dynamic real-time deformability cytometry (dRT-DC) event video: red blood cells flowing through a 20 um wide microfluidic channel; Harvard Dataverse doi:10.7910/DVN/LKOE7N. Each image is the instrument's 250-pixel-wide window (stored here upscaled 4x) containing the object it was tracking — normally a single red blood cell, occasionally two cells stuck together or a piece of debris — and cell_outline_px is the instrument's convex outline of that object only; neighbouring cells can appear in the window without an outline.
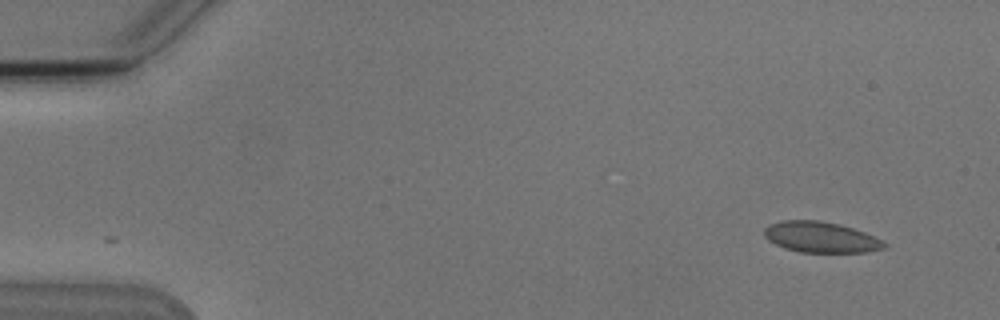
{"species": "Egyptian fruit bat (a non-hibernating species)", "species_latin": "Rousettus aegyptiacus", "temperature_condition": "cold", "stored_images_in_passage": 4, "camera_frame_rate_fps": 3000, "um_per_image_px": 0.085, "animal": {"sex": "male"}, "frame": {"image": 1, "passage_image": 1, "time_ms": 0.0, "image_size_px": [1000, 320], "cell_outline_px": [[888, 244], [884, 248], [868, 252], [800, 252], [784, 248], [768, 240], [764, 236], [764, 228], [768, 224], [780, 220], [820, 220], [840, 224], [864, 232], [884, 240]], "centroid_in_image_um": [69.76, 20.15], "position_along_channel_um": 15.2, "area_um2": 21.73}}